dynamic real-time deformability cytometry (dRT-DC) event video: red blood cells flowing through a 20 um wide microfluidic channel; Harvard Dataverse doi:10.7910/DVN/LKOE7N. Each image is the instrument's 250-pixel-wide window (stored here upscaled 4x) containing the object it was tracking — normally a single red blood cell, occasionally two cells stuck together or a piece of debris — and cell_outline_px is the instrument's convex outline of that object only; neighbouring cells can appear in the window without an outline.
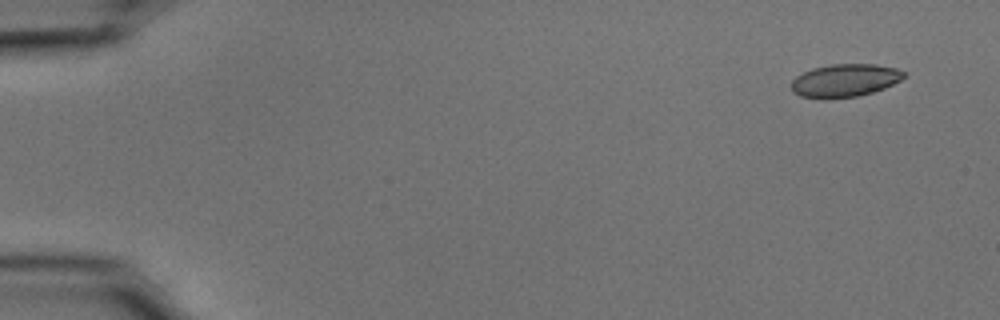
{"species": "common noctule bat (a hibernating species)", "species_latin": "Nyctalus noctula", "temperature_condition": "cold", "stored_images_in_passage": 52, "camera_frame_rate_fps": 3000, "um_per_image_px": 0.085, "animal": {"sex": "male", "body_mass_g": 15.6}, "frame": {"image": 1, "passage_image": 1, "time_ms": 0.0, "image_size_px": [1000, 320], "cell_outline_px": [[908, 72], [900, 80], [884, 88], [872, 92], [856, 96], [824, 100], [800, 96], [792, 92], [792, 80], [796, 76], [812, 68], [832, 64], [876, 64], [896, 68]], "centroid_in_image_um": [71.79, 6.84], "position_along_channel_um": 13.2, "area_um2": 21.79}}
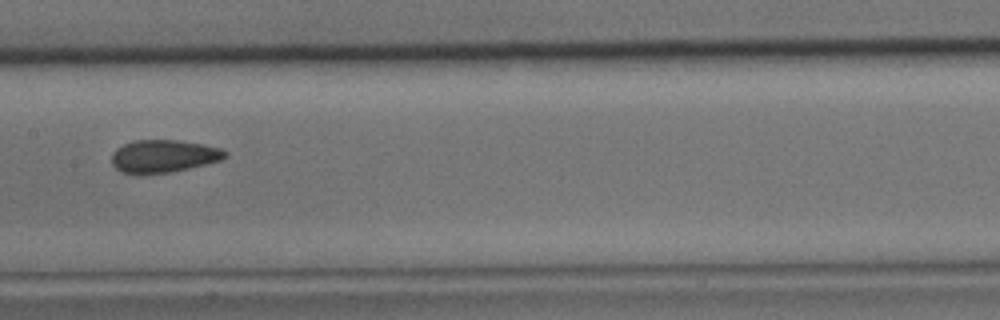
{"frame": {"image": 2, "passage_image": 26, "time_ms": 8.333, "image_size_px": [1000, 320], "cell_outline_px": [[228, 156], [220, 160], [188, 168], [168, 172], [120, 172], [112, 164], [112, 152], [116, 148], [124, 144], [136, 140], [176, 140], [204, 144], [220, 148], [228, 152]], "centroid_in_image_um": [13.92, 13.24], "position_along_channel_um": 193.5, "area_um2": 21.15}}
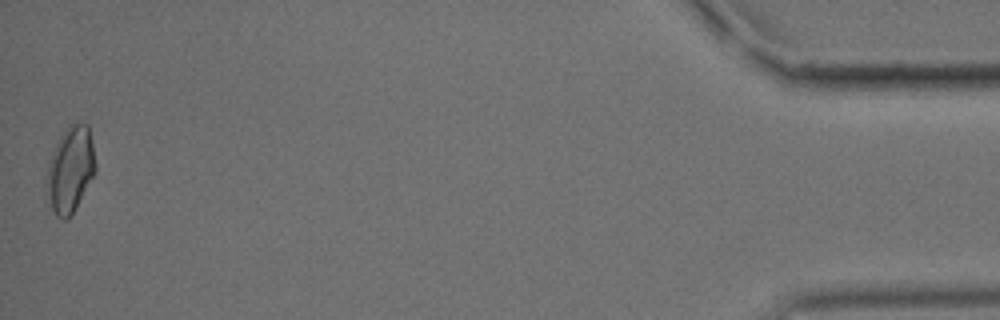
{"frame": {"image": 3, "passage_image": 52, "time_ms": 17.0, "image_size_px": [1000, 320], "cell_outline_px": [[96, 172], [68, 220], [60, 220], [56, 216], [52, 208], [48, 192], [48, 164], [52, 152], [60, 136], [68, 124], [88, 124], [96, 164]], "centroid_in_image_um": [6.0, 14.4], "position_along_channel_um": 429.2, "area_um2": 23.93}, "authors_computed_cell_mechanics": {"area_um2": 21.8773, "velocity_mm_per_s": 3.6935, "shape_relaxation_time_tau1_ms": null, "shape_relaxation_time_tau2_ms": 1.8978, "deformation_change_tau1": null, "deformation_change_tau2": 0.0669}}